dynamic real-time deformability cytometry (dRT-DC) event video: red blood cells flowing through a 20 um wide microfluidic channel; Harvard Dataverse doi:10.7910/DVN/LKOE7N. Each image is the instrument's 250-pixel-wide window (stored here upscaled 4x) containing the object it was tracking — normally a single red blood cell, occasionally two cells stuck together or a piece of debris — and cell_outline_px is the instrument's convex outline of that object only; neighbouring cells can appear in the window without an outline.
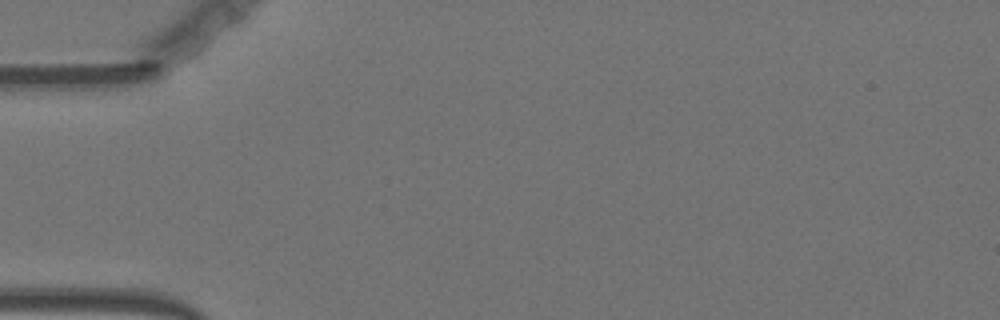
{"species": "Egyptian fruit bat (a non-hibernating species)", "species_latin": "Rousettus aegyptiacus", "temperature_condition": "warm", "stored_images_in_passage": 2, "camera_frame_rate_fps": 3000, "um_per_image_px": 0.085, "animal": {"sex": "female"}, "frame": {"image": 1, "passage_image": 1, "time_ms": 0.0, "image_size_px": [1000, 320], "cell_outline_px": [[256, 24], [252, 36], [248, 44], [212, 80], [200, 88], [192, 92], [180, 96], [180, 80], [232, 16], [236, 16]], "centroid_in_image_um": [18.53, 4.61], "position_along_channel_um": 66.5, "area_um2": 17.4}}